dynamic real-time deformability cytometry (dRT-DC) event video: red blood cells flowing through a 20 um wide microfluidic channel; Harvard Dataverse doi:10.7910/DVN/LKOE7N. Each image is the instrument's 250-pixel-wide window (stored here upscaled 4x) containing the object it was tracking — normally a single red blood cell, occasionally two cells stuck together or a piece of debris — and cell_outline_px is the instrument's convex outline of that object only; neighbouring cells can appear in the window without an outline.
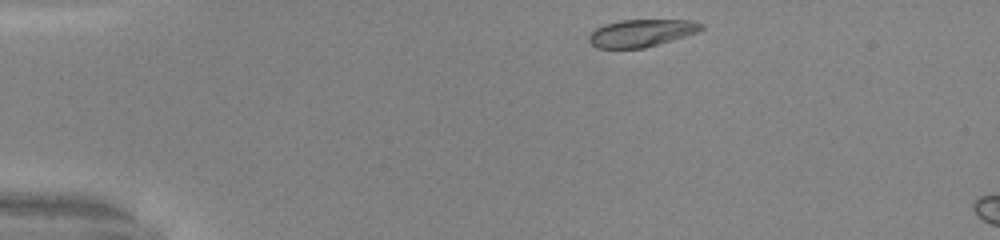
{"species": "common noctule bat (a hibernating species)", "species_latin": "Nyctalus noctula", "temperature_condition": "warm", "stored_images_in_passage": 5, "camera_frame_rate_fps": 3000, "um_per_image_px": 0.085, "animal": {"sex": "male", "body_mass_g": 20.0, "forearm_length_mm": 53.3}, "frame": {"image": 1, "passage_image": 1, "time_ms": 0.0, "image_size_px": [1000, 240], "cell_outline_px": [[704, 28], [700, 32], [644, 48], [596, 48], [588, 40], [588, 36], [596, 28], [604, 24], [620, 20], [692, 20], [704, 24]], "centroid_in_image_um": [54.54, 2.8], "position_along_channel_um": 30.5, "area_um2": 18.03}}